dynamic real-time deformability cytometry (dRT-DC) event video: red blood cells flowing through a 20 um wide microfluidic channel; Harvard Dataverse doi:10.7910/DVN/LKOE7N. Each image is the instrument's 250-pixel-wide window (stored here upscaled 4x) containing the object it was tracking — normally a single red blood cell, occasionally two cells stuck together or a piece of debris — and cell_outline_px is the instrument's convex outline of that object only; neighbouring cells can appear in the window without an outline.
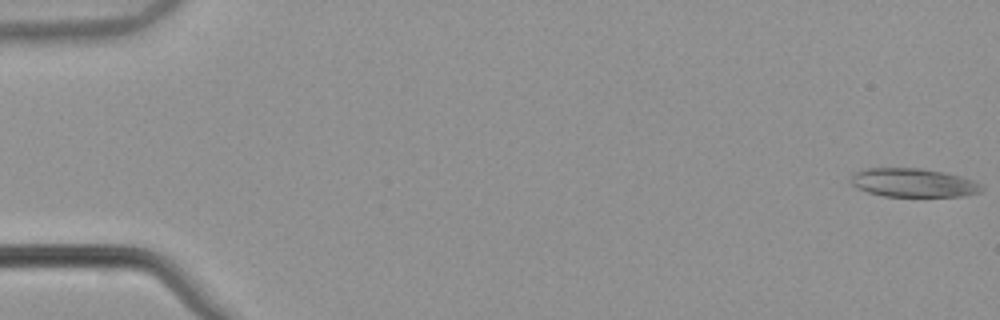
{"species": "common noctule bat (a hibernating species)", "species_latin": "Nyctalus noctula", "temperature_condition": "warm", "stored_images_in_passage": 54, "camera_frame_rate_fps": 3000, "um_per_image_px": 0.085, "animal": {"sex": "male", "body_mass_g": 21.5, "forearm_length_mm": 52.0}, "frame": {"image": 1, "passage_image": 1, "time_ms": 0.0, "image_size_px": [1000, 320], "cell_outline_px": [[984, 188], [980, 192], [964, 196], [884, 196], [868, 192], [856, 188], [848, 180], [856, 172], [868, 168], [924, 168], [944, 172], [960, 176], [972, 180], [980, 184]], "centroid_in_image_um": [77.62, 15.53], "position_along_channel_um": 7.4, "area_um2": 21.85}}
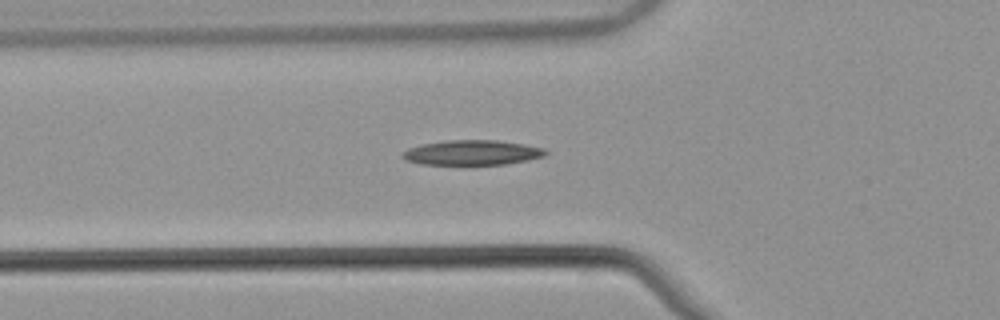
{"frame": {"image": 2, "passage_image": 20, "time_ms": 6.333, "image_size_px": [1000, 320], "cell_outline_px": [[548, 152], [544, 156], [528, 160], [508, 164], [420, 164], [404, 160], [400, 156], [400, 152], [408, 148], [420, 144], [448, 140], [496, 140], [524, 144], [544, 148]], "centroid_in_image_um": [40.08, 12.97], "position_along_channel_um": 85.7, "area_um2": 20.92}}
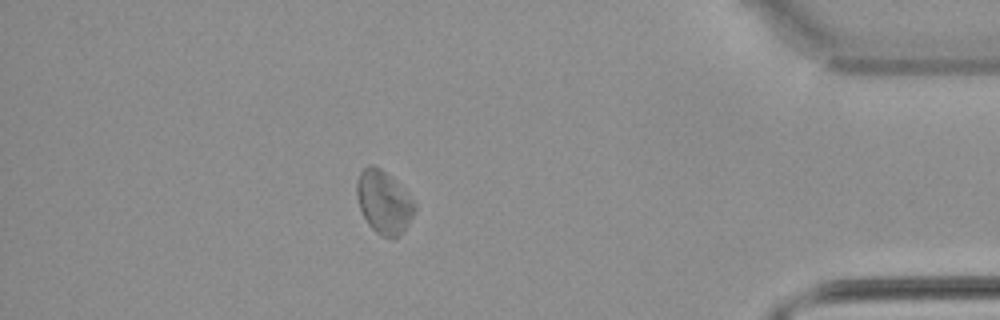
{"frame": {"image": 3, "passage_image": 48, "time_ms": 15.667, "image_size_px": [1000, 320], "cell_outline_px": [[416, 208], [404, 232], [400, 236], [392, 240], [380, 236], [368, 224], [360, 208], [356, 196], [356, 180], [360, 172], [368, 164], [372, 164], [380, 168], [400, 184], [404, 188], [416, 204]], "centroid_in_image_um": [32.63, 17.2], "position_along_channel_um": 402.6, "area_um2": 21.56}, "authors_computed_cell_mechanics": {"area_um2": 20.8947, "velocity_mm_per_s": 3.8186, "shape_relaxation_time_tau1_ms": 7.1766, "shape_relaxation_time_tau2_ms": null, "deformation_change_tau1": 0.1093, "deformation_change_tau2": null}}